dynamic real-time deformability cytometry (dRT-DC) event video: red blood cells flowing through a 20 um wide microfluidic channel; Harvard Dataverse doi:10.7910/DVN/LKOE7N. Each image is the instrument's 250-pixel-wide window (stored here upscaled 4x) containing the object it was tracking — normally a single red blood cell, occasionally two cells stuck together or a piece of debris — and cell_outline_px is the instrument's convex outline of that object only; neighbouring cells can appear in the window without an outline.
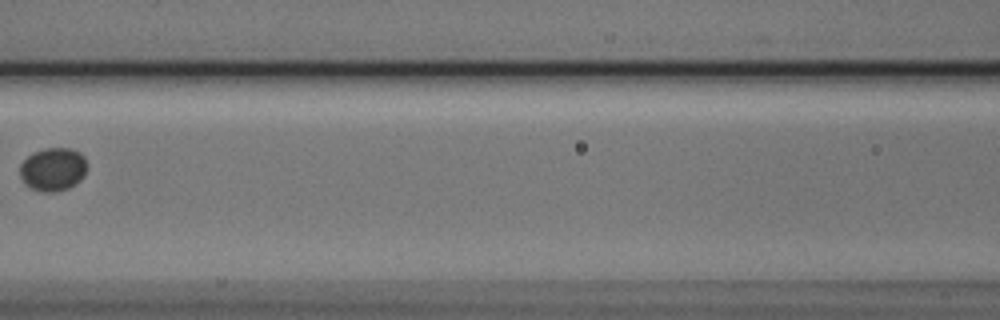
{"species": "Egyptian fruit bat (a non-hibernating species)", "species_latin": "Rousettus aegyptiacus", "temperature_condition": "cold", "stored_images_in_passage": 3, "camera_frame_rate_fps": 3000, "um_per_image_px": 0.085, "animal": {"sex": "male"}, "frame": {"image": 1, "passage_image": 3, "time_ms": 0.667, "image_size_px": [1000, 320], "cell_outline_px": [[88, 164], [80, 180], [76, 184], [68, 188], [56, 192], [40, 192], [28, 188], [24, 184], [20, 176], [20, 164], [32, 152], [44, 148], [72, 148], [80, 152], [84, 156]], "centroid_in_image_um": [4.49, 14.39], "position_along_channel_um": 162.1, "area_um2": 17.28}}